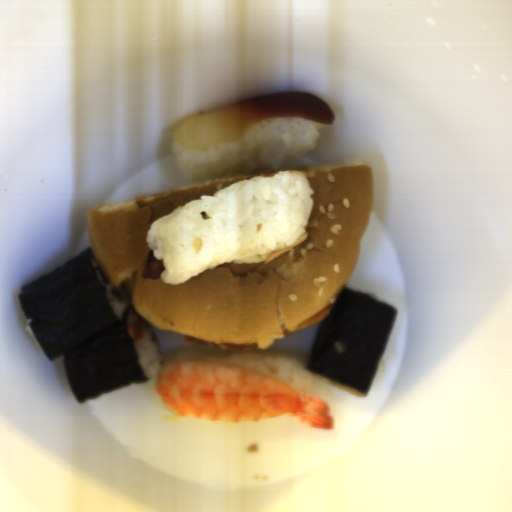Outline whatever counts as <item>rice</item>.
Listing matches in <instances>:
<instances>
[{
	"label": "rice",
	"instance_id": "652b925c",
	"mask_svg": "<svg viewBox=\"0 0 512 512\" xmlns=\"http://www.w3.org/2000/svg\"><path fill=\"white\" fill-rule=\"evenodd\" d=\"M314 190L303 172L253 176L204 194L153 221L146 242L162 260L159 279L178 284L224 263H265L300 240Z\"/></svg>",
	"mask_w": 512,
	"mask_h": 512
},
{
	"label": "rice",
	"instance_id": "023b6e5f",
	"mask_svg": "<svg viewBox=\"0 0 512 512\" xmlns=\"http://www.w3.org/2000/svg\"><path fill=\"white\" fill-rule=\"evenodd\" d=\"M324 125L302 117L275 115L257 122L239 140L209 150L187 151L174 137L170 151L186 179L209 180L261 169L280 170L287 162L309 154Z\"/></svg>",
	"mask_w": 512,
	"mask_h": 512
},
{
	"label": "rice",
	"instance_id": "8eca5e8b",
	"mask_svg": "<svg viewBox=\"0 0 512 512\" xmlns=\"http://www.w3.org/2000/svg\"><path fill=\"white\" fill-rule=\"evenodd\" d=\"M174 361H207L237 365L275 377L291 384L300 392L308 394L311 390L310 372L304 359L284 351L236 353L180 349L163 356L160 366Z\"/></svg>",
	"mask_w": 512,
	"mask_h": 512
},
{
	"label": "rice",
	"instance_id": "acb35da6",
	"mask_svg": "<svg viewBox=\"0 0 512 512\" xmlns=\"http://www.w3.org/2000/svg\"><path fill=\"white\" fill-rule=\"evenodd\" d=\"M126 325L127 327L134 325L142 330V339L134 342L138 362L149 379L157 376L161 369L163 356L151 326L134 312L128 314Z\"/></svg>",
	"mask_w": 512,
	"mask_h": 512
},
{
	"label": "rice",
	"instance_id": "b023fe2a",
	"mask_svg": "<svg viewBox=\"0 0 512 512\" xmlns=\"http://www.w3.org/2000/svg\"><path fill=\"white\" fill-rule=\"evenodd\" d=\"M91 260H92V264H93V267L102 283L103 286L106 287V295L118 317V319H123L124 316H125V313H126V302L120 300V299H117L113 296L112 294V286L111 285H108L104 282L103 280V277L101 275V272L99 270V266H98V262L97 260L95 259V257L92 255L91 257Z\"/></svg>",
	"mask_w": 512,
	"mask_h": 512
},
{
	"label": "rice",
	"instance_id": "e3fd555f",
	"mask_svg": "<svg viewBox=\"0 0 512 512\" xmlns=\"http://www.w3.org/2000/svg\"><path fill=\"white\" fill-rule=\"evenodd\" d=\"M310 374L313 375L315 378H317L318 380L322 381L323 383L325 384H328V385H331L333 387H336V388H339L343 391H345L346 393L350 394V395H353V396H356V397H367L368 393H364V392H361V391H358L356 389H353V388H350V387H347L345 385H342V384H339L337 382H334V381H331L329 379H326L322 376H319L313 372L310 371Z\"/></svg>",
	"mask_w": 512,
	"mask_h": 512
},
{
	"label": "rice",
	"instance_id": "a3056103",
	"mask_svg": "<svg viewBox=\"0 0 512 512\" xmlns=\"http://www.w3.org/2000/svg\"><path fill=\"white\" fill-rule=\"evenodd\" d=\"M26 320H27V324H26V327H25L26 331L29 333V335H30L31 339H32L36 344H38V345H39V343H38V341H37V339H36V337H35L34 333L32 332V330H31V328H30L31 319L26 318ZM39 346H40V345H39Z\"/></svg>",
	"mask_w": 512,
	"mask_h": 512
},
{
	"label": "rice",
	"instance_id": "f2f60c81",
	"mask_svg": "<svg viewBox=\"0 0 512 512\" xmlns=\"http://www.w3.org/2000/svg\"><path fill=\"white\" fill-rule=\"evenodd\" d=\"M362 293H364V294L368 295L369 297H371V298H373V299H376V300H379V301H380L379 296H378V295H376V294H375V293H373V292H366V291H365V292H362Z\"/></svg>",
	"mask_w": 512,
	"mask_h": 512
}]
</instances>
